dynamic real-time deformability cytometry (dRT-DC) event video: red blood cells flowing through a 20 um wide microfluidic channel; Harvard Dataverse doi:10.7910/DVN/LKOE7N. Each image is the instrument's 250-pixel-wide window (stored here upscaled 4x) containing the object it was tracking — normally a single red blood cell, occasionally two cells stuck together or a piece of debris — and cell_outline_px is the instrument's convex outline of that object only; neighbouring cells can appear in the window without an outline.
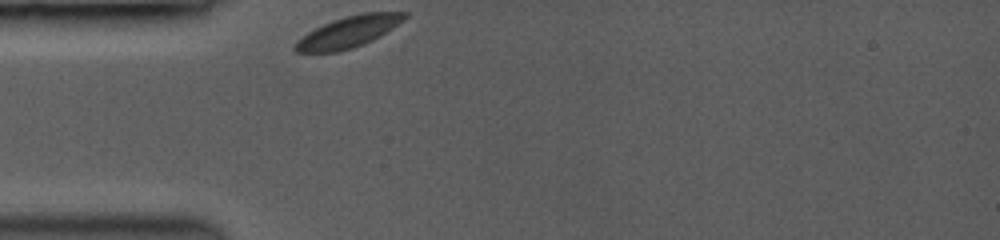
{"species": "common noctule bat (a hibernating species)", "species_latin": "Nyctalus noctula", "temperature_condition": "room temperature", "stored_images_in_passage": 35, "camera_frame_rate_fps": 3500, "um_per_image_px": 0.085, "animal": {"sex": "female", "body_mass_g": 19.0, "forearm_length_mm": 53.3}, "frame": {"image": 1, "passage_image": 1, "time_ms": 0.0, "image_size_px": [1000, 240], "cell_outline_px": [[408, 16], [404, 20], [380, 36], [364, 44], [352, 48], [336, 52], [296, 52], [292, 48], [296, 40], [308, 32], [324, 24], [348, 16], [364, 12], [408, 12]], "centroid_in_image_um": [29.62, 2.72], "position_along_channel_um": 55.4, "area_um2": 19.71}}
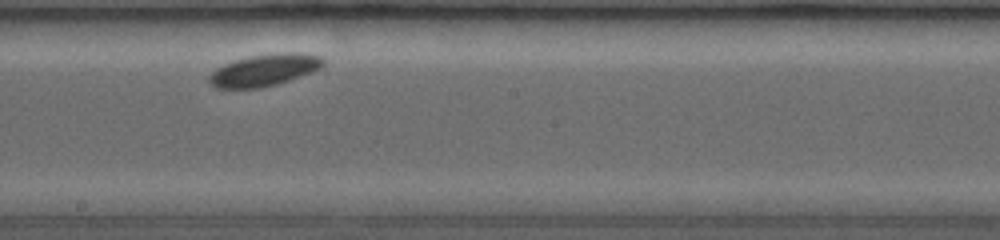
{"frame": {"image": 2, "passage_image": 18, "time_ms": 4.857, "image_size_px": [1000, 240], "cell_outline_px": [[324, 64], [320, 68], [312, 72], [276, 84], [256, 88], [216, 88], [208, 80], [208, 76], [216, 68], [224, 64], [248, 56], [280, 52], [300, 52], [320, 56], [324, 60]], "centroid_in_image_um": [22.47, 5.94], "position_along_channel_um": 225.7, "area_um2": 21.1}}
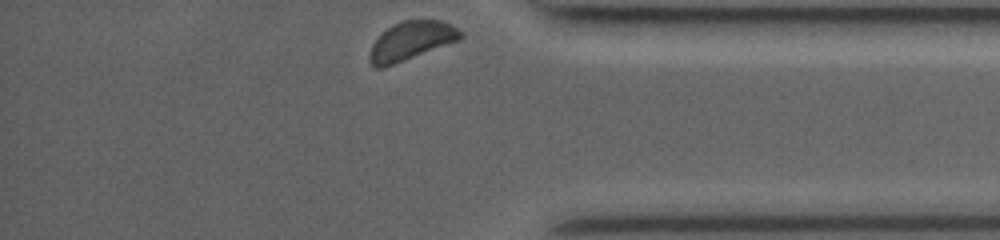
{"frame": {"image": 3, "passage_image": 35, "time_ms": 9.714, "image_size_px": [1000, 240], "cell_outline_px": [[460, 40], [384, 68], [376, 68], [368, 60], [368, 56], [372, 44], [388, 28], [404, 20], [440, 20], [456, 28], [460, 32]], "centroid_in_image_um": [34.91, 3.5], "position_along_channel_um": 400.3, "area_um2": 20.06}}